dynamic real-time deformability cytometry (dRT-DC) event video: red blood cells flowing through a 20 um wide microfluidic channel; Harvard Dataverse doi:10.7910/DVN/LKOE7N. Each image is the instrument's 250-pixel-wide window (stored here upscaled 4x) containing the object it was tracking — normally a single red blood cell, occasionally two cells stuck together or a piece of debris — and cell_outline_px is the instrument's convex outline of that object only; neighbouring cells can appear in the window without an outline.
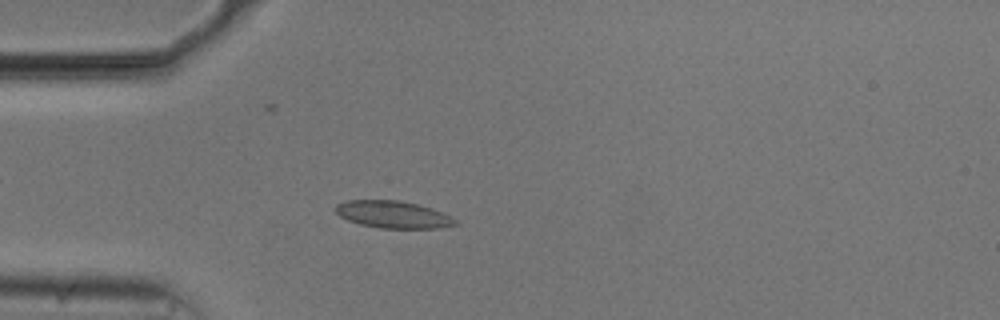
{"species": "common noctule bat (a hibernating species)", "species_latin": "Nyctalus noctula", "temperature_condition": "cold", "stored_images_in_passage": 51, "camera_frame_rate_fps": 3000, "um_per_image_px": 0.085, "animal": {"sex": "male", "body_mass_g": 20.5, "forearm_length_mm": 52.5}, "frame": {"image": 1, "passage_image": 15, "time_ms": 4.667, "image_size_px": [1000, 320], "cell_outline_px": [[460, 224], [440, 228], [380, 228], [360, 224], [348, 220], [340, 216], [336, 212], [336, 204], [348, 200], [396, 200], [416, 204], [432, 208], [456, 220]], "centroid_in_image_um": [33.41, 18.24], "position_along_channel_um": 51.6, "area_um2": 18.79}}
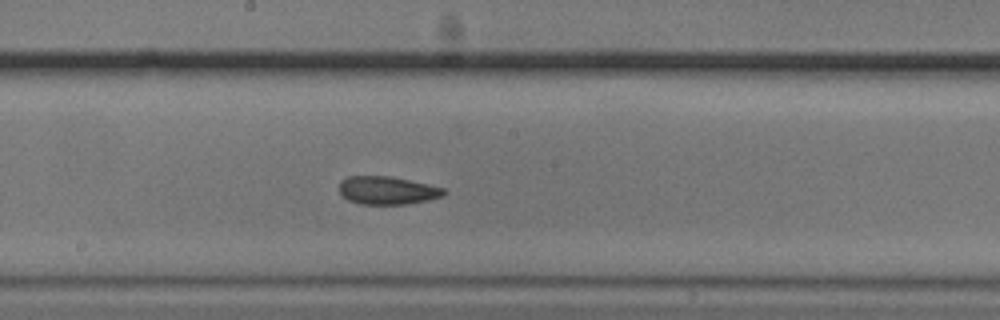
{"frame": {"image": 2, "passage_image": 29, "time_ms": 9.333, "image_size_px": [1000, 320], "cell_outline_px": [[448, 192], [444, 196], [428, 200], [404, 204], [360, 204], [348, 200], [340, 192], [340, 180], [348, 176], [388, 176], [428, 184], [444, 188]], "centroid_in_image_um": [32.94, 16.18], "position_along_channel_um": 215.3, "area_um2": 17.05}}
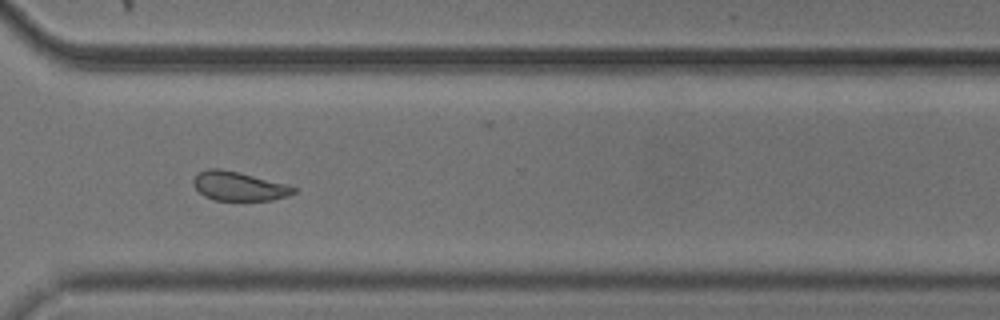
{"frame": {"image": 3, "passage_image": 40, "time_ms": 13.0, "image_size_px": [1000, 320], "cell_outline_px": [[296, 192], [288, 196], [272, 200], [216, 200], [204, 196], [192, 184], [192, 180], [200, 172], [208, 168], [220, 168], [288, 184], [296, 188]], "centroid_in_image_um": [20.31, 15.83], "position_along_channel_um": 350.3, "area_um2": 16.88}, "authors_computed_cell_mechanics": {"area_um2": 17.5712, "velocity_mm_per_s": 3.7018, "shape_relaxation_time_tau1_ms": null, "shape_relaxation_time_tau2_ms": 0.8585, "deformation_change_tau1": null, "deformation_change_tau2": 0.0495}}